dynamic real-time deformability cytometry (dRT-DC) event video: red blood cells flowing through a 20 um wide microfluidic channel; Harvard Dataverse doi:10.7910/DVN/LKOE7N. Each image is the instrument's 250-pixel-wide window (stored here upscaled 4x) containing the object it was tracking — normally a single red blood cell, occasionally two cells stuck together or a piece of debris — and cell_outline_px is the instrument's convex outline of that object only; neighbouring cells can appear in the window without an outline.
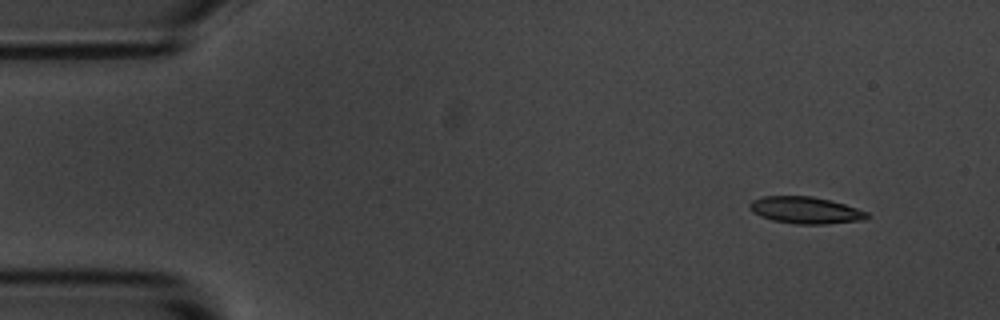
{"species": "common noctule bat (a hibernating species)", "species_latin": "Nyctalus noctula", "temperature_condition": "room temperature", "stored_images_in_passage": 4, "camera_frame_rate_fps": 3000, "um_per_image_px": 0.085, "animal": {"sex": "male", "body_mass_g": 20.1, "forearm_length_mm": 53.5}, "frame": {"image": 1, "passage_image": 2, "time_ms": 1.333, "image_size_px": [1000, 320], "cell_outline_px": [[872, 216], [864, 220], [824, 224], [796, 224], [772, 220], [760, 216], [752, 212], [748, 204], [752, 200], [764, 196], [812, 196], [844, 204], [868, 212]], "centroid_in_image_um": [68.47, 17.87], "position_along_channel_um": 16.5, "area_um2": 18.38}}